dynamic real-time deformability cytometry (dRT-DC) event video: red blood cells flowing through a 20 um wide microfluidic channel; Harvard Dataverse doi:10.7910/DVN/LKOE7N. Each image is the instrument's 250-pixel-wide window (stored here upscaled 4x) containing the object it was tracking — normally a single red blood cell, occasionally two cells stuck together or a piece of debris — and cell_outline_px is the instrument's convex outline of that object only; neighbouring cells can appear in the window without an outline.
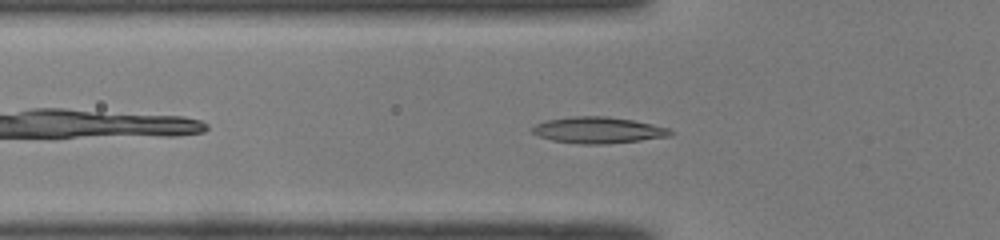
{"species": "common noctule bat (a hibernating species)", "species_latin": "Nyctalus noctula", "temperature_condition": "room temperature", "stored_images_in_passage": 37, "camera_frame_rate_fps": 3000, "um_per_image_px": 0.085, "animal": {"sex": "male", "body_mass_g": 19.0, "forearm_length_mm": 50.8}, "frame": {"image": 1, "passage_image": 6, "time_ms": 1.667, "image_size_px": [1000, 240], "cell_outline_px": [[676, 132], [672, 136], [640, 140], [604, 144], [584, 144], [552, 140], [540, 136], [532, 132], [532, 128], [536, 124], [544, 120], [572, 116], [608, 116], [632, 120], [652, 124], [668, 128]], "centroid_in_image_um": [50.87, 11.05], "position_along_channel_um": 74.9, "area_um2": 21.15}}
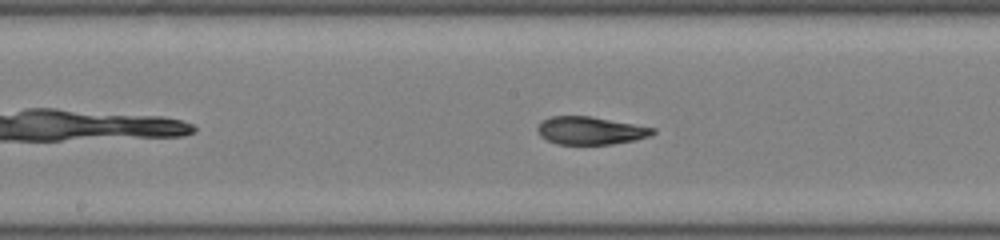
{"frame": {"image": 2, "passage_image": 15, "time_ms": 4.667, "image_size_px": [1000, 240], "cell_outline_px": [[656, 132], [652, 136], [612, 144], [556, 144], [540, 136], [536, 128], [544, 120], [552, 116], [588, 116], [656, 128]], "centroid_in_image_um": [50.2, 11.1], "position_along_channel_um": 198.0, "area_um2": 18.5}}
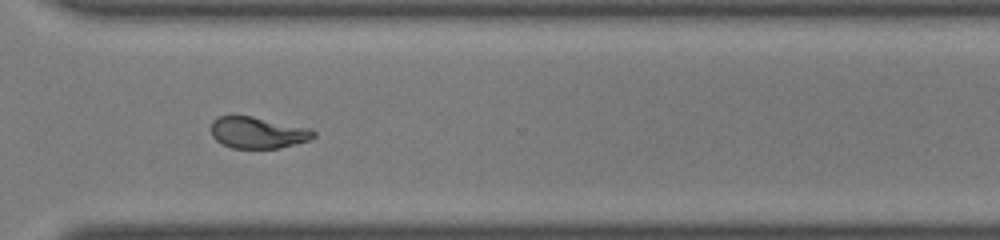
{"frame": {"image": 3, "passage_image": 26, "time_ms": 8.333, "image_size_px": [1000, 240], "cell_outline_px": [[316, 136], [308, 140], [280, 148], [232, 148], [216, 140], [212, 136], [212, 120], [220, 116], [252, 116], [312, 128], [316, 132]], "centroid_in_image_um": [21.95, 11.27], "position_along_channel_um": 348.7, "area_um2": 18.79}}